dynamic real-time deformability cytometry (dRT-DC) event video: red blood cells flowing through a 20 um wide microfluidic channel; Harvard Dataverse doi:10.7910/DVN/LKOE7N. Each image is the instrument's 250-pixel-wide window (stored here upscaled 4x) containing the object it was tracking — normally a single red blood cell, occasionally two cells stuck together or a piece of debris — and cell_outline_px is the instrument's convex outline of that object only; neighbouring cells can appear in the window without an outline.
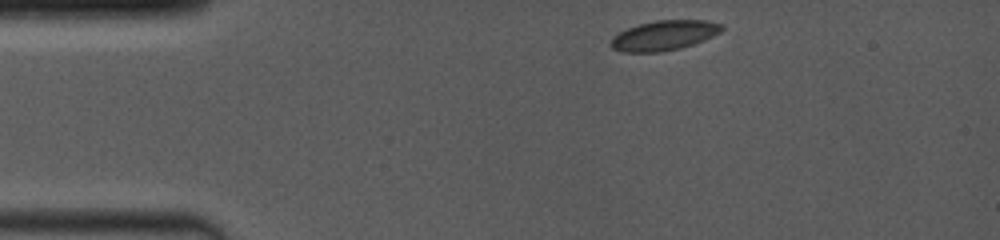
{"species": "common noctule bat (a hibernating species)", "species_latin": "Nyctalus noctula", "temperature_condition": "room temperature", "stored_images_in_passage": 56, "camera_frame_rate_fps": 4000, "um_per_image_px": 0.085, "animal": {"sex": "female", "body_mass_g": 19.0, "forearm_length_mm": 53.3}, "frame": {"image": 1, "passage_image": 1, "time_ms": 0.0, "image_size_px": [1000, 240], "cell_outline_px": [[724, 28], [720, 32], [712, 36], [692, 44], [676, 48], [656, 52], [624, 52], [612, 48], [612, 36], [628, 28], [640, 24], [656, 20], [708, 20], [724, 24]], "centroid_in_image_um": [56.47, 2.99], "position_along_channel_um": 28.5, "area_um2": 18.96}}
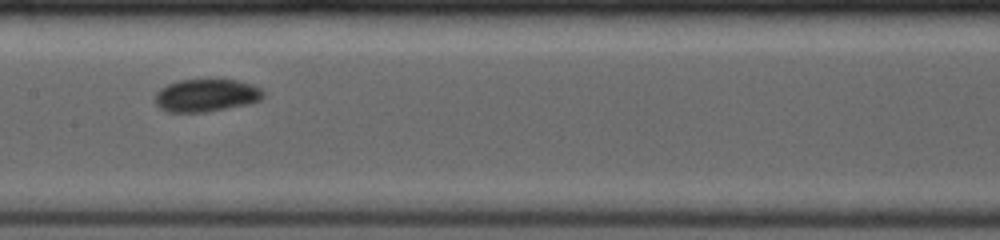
{"frame": {"image": 2, "passage_image": 26, "time_ms": 5.5, "image_size_px": [1000, 240], "cell_outline_px": [[264, 96], [260, 100], [252, 104], [204, 112], [168, 112], [160, 108], [156, 104], [156, 92], [160, 88], [168, 84], [180, 80], [236, 80], [252, 84], [264, 88]], "centroid_in_image_um": [17.58, 8.11], "position_along_channel_um": 189.8, "area_um2": 20.75}}
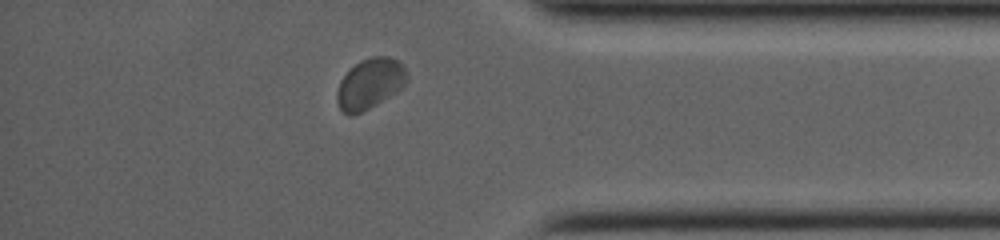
{"frame": {"image": 3, "passage_image": 49, "time_ms": 11.0, "image_size_px": [1000, 240], "cell_outline_px": [[408, 80], [400, 88], [376, 104], [360, 112], [348, 116], [340, 108], [336, 100], [336, 92], [340, 80], [360, 60], [372, 56], [388, 56], [396, 60], [404, 68], [408, 76]], "centroid_in_image_um": [31.42, 7.1], "position_along_channel_um": 403.8, "area_um2": 20.11}, "authors_computed_cell_mechanics": {"area_um2": 19.941, "velocity_mm_per_s": 4.0081, "shape_relaxation_time_tau1_ms": 2.7988, "shape_relaxation_time_tau2_ms": 1.1996, "deformation_change_tau1": 0.0583, "deformation_change_tau2": 0.0217}}